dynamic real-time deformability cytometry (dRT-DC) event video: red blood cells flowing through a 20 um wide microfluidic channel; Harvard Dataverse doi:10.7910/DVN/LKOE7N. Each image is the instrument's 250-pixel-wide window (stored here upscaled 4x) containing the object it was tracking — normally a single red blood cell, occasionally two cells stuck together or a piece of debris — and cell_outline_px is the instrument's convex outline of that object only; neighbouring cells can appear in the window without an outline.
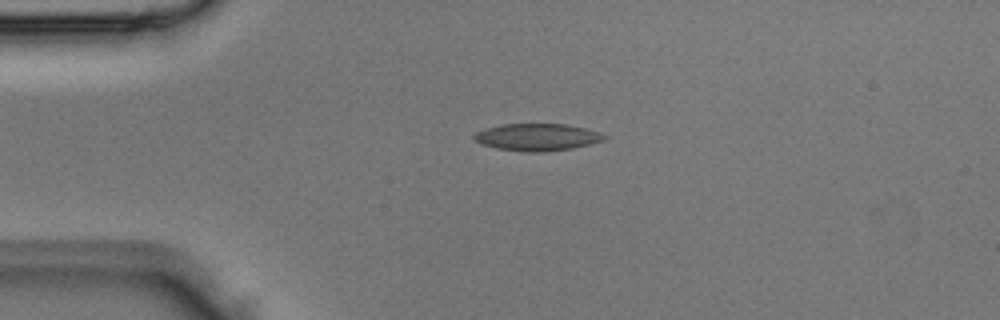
{"species": "Egyptian fruit bat (a non-hibernating species)", "species_latin": "Rousettus aegyptiacus", "temperature_condition": "room temperature", "stored_images_in_passage": 4, "camera_frame_rate_fps": 3000, "um_per_image_px": 0.085, "animal": {"sex": "male"}, "frame": {"image": 1, "passage_image": 3, "time_ms": 0.667, "image_size_px": [1000, 320], "cell_outline_px": [[608, 136], [604, 140], [572, 148], [544, 152], [528, 152], [496, 148], [480, 144], [472, 136], [476, 132], [484, 128], [504, 124], [564, 124], [584, 128]], "centroid_in_image_um": [45.61, 11.66], "position_along_channel_um": 39.4, "area_um2": 20.4}}